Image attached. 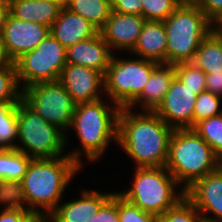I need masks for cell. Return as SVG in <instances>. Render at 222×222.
Here are the masks:
<instances>
[{"label":"cell","mask_w":222,"mask_h":222,"mask_svg":"<svg viewBox=\"0 0 222 222\" xmlns=\"http://www.w3.org/2000/svg\"><path fill=\"white\" fill-rule=\"evenodd\" d=\"M18 102H0V120L6 119L16 108Z\"/></svg>","instance_id":"40"},{"label":"cell","mask_w":222,"mask_h":222,"mask_svg":"<svg viewBox=\"0 0 222 222\" xmlns=\"http://www.w3.org/2000/svg\"><path fill=\"white\" fill-rule=\"evenodd\" d=\"M48 1H52V2L58 3L61 7H65L66 6V0H48Z\"/></svg>","instance_id":"45"},{"label":"cell","mask_w":222,"mask_h":222,"mask_svg":"<svg viewBox=\"0 0 222 222\" xmlns=\"http://www.w3.org/2000/svg\"><path fill=\"white\" fill-rule=\"evenodd\" d=\"M113 54L110 64L104 74V93L110 103L120 108H128L142 93L145 84L157 62L136 57L127 59L115 57Z\"/></svg>","instance_id":"8"},{"label":"cell","mask_w":222,"mask_h":222,"mask_svg":"<svg viewBox=\"0 0 222 222\" xmlns=\"http://www.w3.org/2000/svg\"><path fill=\"white\" fill-rule=\"evenodd\" d=\"M191 62L206 74L222 70V45L212 31L201 41Z\"/></svg>","instance_id":"22"},{"label":"cell","mask_w":222,"mask_h":222,"mask_svg":"<svg viewBox=\"0 0 222 222\" xmlns=\"http://www.w3.org/2000/svg\"><path fill=\"white\" fill-rule=\"evenodd\" d=\"M21 99L15 63L0 66V102H19Z\"/></svg>","instance_id":"26"},{"label":"cell","mask_w":222,"mask_h":222,"mask_svg":"<svg viewBox=\"0 0 222 222\" xmlns=\"http://www.w3.org/2000/svg\"><path fill=\"white\" fill-rule=\"evenodd\" d=\"M68 137L64 130L46 122L22 99L18 102V151L32 158L66 156Z\"/></svg>","instance_id":"7"},{"label":"cell","mask_w":222,"mask_h":222,"mask_svg":"<svg viewBox=\"0 0 222 222\" xmlns=\"http://www.w3.org/2000/svg\"><path fill=\"white\" fill-rule=\"evenodd\" d=\"M206 91L222 98V70L206 74Z\"/></svg>","instance_id":"37"},{"label":"cell","mask_w":222,"mask_h":222,"mask_svg":"<svg viewBox=\"0 0 222 222\" xmlns=\"http://www.w3.org/2000/svg\"><path fill=\"white\" fill-rule=\"evenodd\" d=\"M59 81L76 104L100 100L104 90V75L92 68L66 64Z\"/></svg>","instance_id":"14"},{"label":"cell","mask_w":222,"mask_h":222,"mask_svg":"<svg viewBox=\"0 0 222 222\" xmlns=\"http://www.w3.org/2000/svg\"><path fill=\"white\" fill-rule=\"evenodd\" d=\"M22 222H52L51 214L45 212H30Z\"/></svg>","instance_id":"39"},{"label":"cell","mask_w":222,"mask_h":222,"mask_svg":"<svg viewBox=\"0 0 222 222\" xmlns=\"http://www.w3.org/2000/svg\"><path fill=\"white\" fill-rule=\"evenodd\" d=\"M174 77V64L159 63L152 71L141 95L128 108L135 110L136 106H141L139 110L154 112L163 101Z\"/></svg>","instance_id":"18"},{"label":"cell","mask_w":222,"mask_h":222,"mask_svg":"<svg viewBox=\"0 0 222 222\" xmlns=\"http://www.w3.org/2000/svg\"><path fill=\"white\" fill-rule=\"evenodd\" d=\"M119 222H157V217L144 212L118 193Z\"/></svg>","instance_id":"32"},{"label":"cell","mask_w":222,"mask_h":222,"mask_svg":"<svg viewBox=\"0 0 222 222\" xmlns=\"http://www.w3.org/2000/svg\"><path fill=\"white\" fill-rule=\"evenodd\" d=\"M174 129L155 112L120 108L117 145L138 167H164Z\"/></svg>","instance_id":"1"},{"label":"cell","mask_w":222,"mask_h":222,"mask_svg":"<svg viewBox=\"0 0 222 222\" xmlns=\"http://www.w3.org/2000/svg\"><path fill=\"white\" fill-rule=\"evenodd\" d=\"M220 158L192 128L174 129L165 167L186 191L198 179L219 168Z\"/></svg>","instance_id":"4"},{"label":"cell","mask_w":222,"mask_h":222,"mask_svg":"<svg viewBox=\"0 0 222 222\" xmlns=\"http://www.w3.org/2000/svg\"><path fill=\"white\" fill-rule=\"evenodd\" d=\"M181 4H196L199 0H178Z\"/></svg>","instance_id":"44"},{"label":"cell","mask_w":222,"mask_h":222,"mask_svg":"<svg viewBox=\"0 0 222 222\" xmlns=\"http://www.w3.org/2000/svg\"><path fill=\"white\" fill-rule=\"evenodd\" d=\"M212 32L219 38L222 45V29L212 26Z\"/></svg>","instance_id":"43"},{"label":"cell","mask_w":222,"mask_h":222,"mask_svg":"<svg viewBox=\"0 0 222 222\" xmlns=\"http://www.w3.org/2000/svg\"><path fill=\"white\" fill-rule=\"evenodd\" d=\"M175 76L199 95L206 90V73L192 62L175 64Z\"/></svg>","instance_id":"27"},{"label":"cell","mask_w":222,"mask_h":222,"mask_svg":"<svg viewBox=\"0 0 222 222\" xmlns=\"http://www.w3.org/2000/svg\"><path fill=\"white\" fill-rule=\"evenodd\" d=\"M192 129L209 144L219 158L222 157V114L201 120Z\"/></svg>","instance_id":"25"},{"label":"cell","mask_w":222,"mask_h":222,"mask_svg":"<svg viewBox=\"0 0 222 222\" xmlns=\"http://www.w3.org/2000/svg\"><path fill=\"white\" fill-rule=\"evenodd\" d=\"M221 99L206 90L197 95L193 112V126L201 120L222 114Z\"/></svg>","instance_id":"30"},{"label":"cell","mask_w":222,"mask_h":222,"mask_svg":"<svg viewBox=\"0 0 222 222\" xmlns=\"http://www.w3.org/2000/svg\"><path fill=\"white\" fill-rule=\"evenodd\" d=\"M196 98L195 91L175 76L163 101L154 112L173 129L192 128Z\"/></svg>","instance_id":"11"},{"label":"cell","mask_w":222,"mask_h":222,"mask_svg":"<svg viewBox=\"0 0 222 222\" xmlns=\"http://www.w3.org/2000/svg\"><path fill=\"white\" fill-rule=\"evenodd\" d=\"M113 192L82 189L79 199L62 202L51 213L52 222H90L99 209L112 197Z\"/></svg>","instance_id":"16"},{"label":"cell","mask_w":222,"mask_h":222,"mask_svg":"<svg viewBox=\"0 0 222 222\" xmlns=\"http://www.w3.org/2000/svg\"><path fill=\"white\" fill-rule=\"evenodd\" d=\"M31 160L17 149H0V179L21 181Z\"/></svg>","instance_id":"24"},{"label":"cell","mask_w":222,"mask_h":222,"mask_svg":"<svg viewBox=\"0 0 222 222\" xmlns=\"http://www.w3.org/2000/svg\"><path fill=\"white\" fill-rule=\"evenodd\" d=\"M103 99L76 104L73 113L69 131L72 129L76 132L80 148L67 154L81 167L84 154L89 162L94 163L104 156L112 141L117 143L120 107L115 103H112L111 107Z\"/></svg>","instance_id":"3"},{"label":"cell","mask_w":222,"mask_h":222,"mask_svg":"<svg viewBox=\"0 0 222 222\" xmlns=\"http://www.w3.org/2000/svg\"><path fill=\"white\" fill-rule=\"evenodd\" d=\"M145 20L165 21L180 5L178 0H141Z\"/></svg>","instance_id":"31"},{"label":"cell","mask_w":222,"mask_h":222,"mask_svg":"<svg viewBox=\"0 0 222 222\" xmlns=\"http://www.w3.org/2000/svg\"><path fill=\"white\" fill-rule=\"evenodd\" d=\"M13 63L6 51L2 33H0V66L11 65Z\"/></svg>","instance_id":"42"},{"label":"cell","mask_w":222,"mask_h":222,"mask_svg":"<svg viewBox=\"0 0 222 222\" xmlns=\"http://www.w3.org/2000/svg\"><path fill=\"white\" fill-rule=\"evenodd\" d=\"M81 168L69 155L32 158L26 174L21 179L26 209L30 212L51 214L62 201L66 188Z\"/></svg>","instance_id":"2"},{"label":"cell","mask_w":222,"mask_h":222,"mask_svg":"<svg viewBox=\"0 0 222 222\" xmlns=\"http://www.w3.org/2000/svg\"><path fill=\"white\" fill-rule=\"evenodd\" d=\"M145 21L143 16L111 11L99 33L112 52L118 49L130 54L136 46Z\"/></svg>","instance_id":"15"},{"label":"cell","mask_w":222,"mask_h":222,"mask_svg":"<svg viewBox=\"0 0 222 222\" xmlns=\"http://www.w3.org/2000/svg\"><path fill=\"white\" fill-rule=\"evenodd\" d=\"M0 204L4 209H26L21 181L0 179Z\"/></svg>","instance_id":"29"},{"label":"cell","mask_w":222,"mask_h":222,"mask_svg":"<svg viewBox=\"0 0 222 222\" xmlns=\"http://www.w3.org/2000/svg\"><path fill=\"white\" fill-rule=\"evenodd\" d=\"M111 11L123 14H134L142 16L141 0H114Z\"/></svg>","instance_id":"36"},{"label":"cell","mask_w":222,"mask_h":222,"mask_svg":"<svg viewBox=\"0 0 222 222\" xmlns=\"http://www.w3.org/2000/svg\"><path fill=\"white\" fill-rule=\"evenodd\" d=\"M185 196L202 215L203 222H222V170L220 167L198 179L185 191ZM210 212L212 217L208 216Z\"/></svg>","instance_id":"13"},{"label":"cell","mask_w":222,"mask_h":222,"mask_svg":"<svg viewBox=\"0 0 222 222\" xmlns=\"http://www.w3.org/2000/svg\"><path fill=\"white\" fill-rule=\"evenodd\" d=\"M2 211V212H1ZM0 222H22L30 213L28 209H1Z\"/></svg>","instance_id":"38"},{"label":"cell","mask_w":222,"mask_h":222,"mask_svg":"<svg viewBox=\"0 0 222 222\" xmlns=\"http://www.w3.org/2000/svg\"><path fill=\"white\" fill-rule=\"evenodd\" d=\"M104 1H106L107 3H109L110 5H112L114 0H104Z\"/></svg>","instance_id":"47"},{"label":"cell","mask_w":222,"mask_h":222,"mask_svg":"<svg viewBox=\"0 0 222 222\" xmlns=\"http://www.w3.org/2000/svg\"><path fill=\"white\" fill-rule=\"evenodd\" d=\"M219 167L222 170V157L220 158Z\"/></svg>","instance_id":"48"},{"label":"cell","mask_w":222,"mask_h":222,"mask_svg":"<svg viewBox=\"0 0 222 222\" xmlns=\"http://www.w3.org/2000/svg\"><path fill=\"white\" fill-rule=\"evenodd\" d=\"M67 9L82 16L98 31L111 13V5L104 0H66Z\"/></svg>","instance_id":"23"},{"label":"cell","mask_w":222,"mask_h":222,"mask_svg":"<svg viewBox=\"0 0 222 222\" xmlns=\"http://www.w3.org/2000/svg\"><path fill=\"white\" fill-rule=\"evenodd\" d=\"M50 33V28L8 15L2 30L3 41L10 59L15 62L24 53L33 51Z\"/></svg>","instance_id":"12"},{"label":"cell","mask_w":222,"mask_h":222,"mask_svg":"<svg viewBox=\"0 0 222 222\" xmlns=\"http://www.w3.org/2000/svg\"><path fill=\"white\" fill-rule=\"evenodd\" d=\"M166 63L191 62L213 23L196 4H181L165 21Z\"/></svg>","instance_id":"6"},{"label":"cell","mask_w":222,"mask_h":222,"mask_svg":"<svg viewBox=\"0 0 222 222\" xmlns=\"http://www.w3.org/2000/svg\"><path fill=\"white\" fill-rule=\"evenodd\" d=\"M14 63L22 90L37 83L57 81L67 64L66 48L49 33L33 51L24 53Z\"/></svg>","instance_id":"9"},{"label":"cell","mask_w":222,"mask_h":222,"mask_svg":"<svg viewBox=\"0 0 222 222\" xmlns=\"http://www.w3.org/2000/svg\"><path fill=\"white\" fill-rule=\"evenodd\" d=\"M196 5L213 24L222 16V0H199Z\"/></svg>","instance_id":"35"},{"label":"cell","mask_w":222,"mask_h":222,"mask_svg":"<svg viewBox=\"0 0 222 222\" xmlns=\"http://www.w3.org/2000/svg\"><path fill=\"white\" fill-rule=\"evenodd\" d=\"M113 192L112 197L99 209L90 222H119L118 192Z\"/></svg>","instance_id":"34"},{"label":"cell","mask_w":222,"mask_h":222,"mask_svg":"<svg viewBox=\"0 0 222 222\" xmlns=\"http://www.w3.org/2000/svg\"><path fill=\"white\" fill-rule=\"evenodd\" d=\"M98 30L82 16L62 7L50 27V34L66 49L79 41L93 37Z\"/></svg>","instance_id":"19"},{"label":"cell","mask_w":222,"mask_h":222,"mask_svg":"<svg viewBox=\"0 0 222 222\" xmlns=\"http://www.w3.org/2000/svg\"><path fill=\"white\" fill-rule=\"evenodd\" d=\"M215 27L222 29V16L221 18L215 23L213 24Z\"/></svg>","instance_id":"46"},{"label":"cell","mask_w":222,"mask_h":222,"mask_svg":"<svg viewBox=\"0 0 222 222\" xmlns=\"http://www.w3.org/2000/svg\"><path fill=\"white\" fill-rule=\"evenodd\" d=\"M113 53L98 31L93 37L68 47L66 49V58L68 64L92 68L104 75Z\"/></svg>","instance_id":"17"},{"label":"cell","mask_w":222,"mask_h":222,"mask_svg":"<svg viewBox=\"0 0 222 222\" xmlns=\"http://www.w3.org/2000/svg\"><path fill=\"white\" fill-rule=\"evenodd\" d=\"M9 14V1H0V33H2L3 27Z\"/></svg>","instance_id":"41"},{"label":"cell","mask_w":222,"mask_h":222,"mask_svg":"<svg viewBox=\"0 0 222 222\" xmlns=\"http://www.w3.org/2000/svg\"><path fill=\"white\" fill-rule=\"evenodd\" d=\"M167 34L163 21L146 20L134 49L136 57L166 63Z\"/></svg>","instance_id":"20"},{"label":"cell","mask_w":222,"mask_h":222,"mask_svg":"<svg viewBox=\"0 0 222 222\" xmlns=\"http://www.w3.org/2000/svg\"><path fill=\"white\" fill-rule=\"evenodd\" d=\"M157 222H203L202 215L185 196L175 206L157 217Z\"/></svg>","instance_id":"28"},{"label":"cell","mask_w":222,"mask_h":222,"mask_svg":"<svg viewBox=\"0 0 222 222\" xmlns=\"http://www.w3.org/2000/svg\"><path fill=\"white\" fill-rule=\"evenodd\" d=\"M22 100L46 122L67 133L76 103L59 80L26 87L22 90Z\"/></svg>","instance_id":"10"},{"label":"cell","mask_w":222,"mask_h":222,"mask_svg":"<svg viewBox=\"0 0 222 222\" xmlns=\"http://www.w3.org/2000/svg\"><path fill=\"white\" fill-rule=\"evenodd\" d=\"M134 168L131 187L118 193L144 212L159 217L185 197V191L178 192L180 185L165 166Z\"/></svg>","instance_id":"5"},{"label":"cell","mask_w":222,"mask_h":222,"mask_svg":"<svg viewBox=\"0 0 222 222\" xmlns=\"http://www.w3.org/2000/svg\"><path fill=\"white\" fill-rule=\"evenodd\" d=\"M10 14L22 21L51 27L58 18L61 6L48 0H9Z\"/></svg>","instance_id":"21"},{"label":"cell","mask_w":222,"mask_h":222,"mask_svg":"<svg viewBox=\"0 0 222 222\" xmlns=\"http://www.w3.org/2000/svg\"><path fill=\"white\" fill-rule=\"evenodd\" d=\"M18 140L17 108L4 120H0V149H16Z\"/></svg>","instance_id":"33"}]
</instances>
